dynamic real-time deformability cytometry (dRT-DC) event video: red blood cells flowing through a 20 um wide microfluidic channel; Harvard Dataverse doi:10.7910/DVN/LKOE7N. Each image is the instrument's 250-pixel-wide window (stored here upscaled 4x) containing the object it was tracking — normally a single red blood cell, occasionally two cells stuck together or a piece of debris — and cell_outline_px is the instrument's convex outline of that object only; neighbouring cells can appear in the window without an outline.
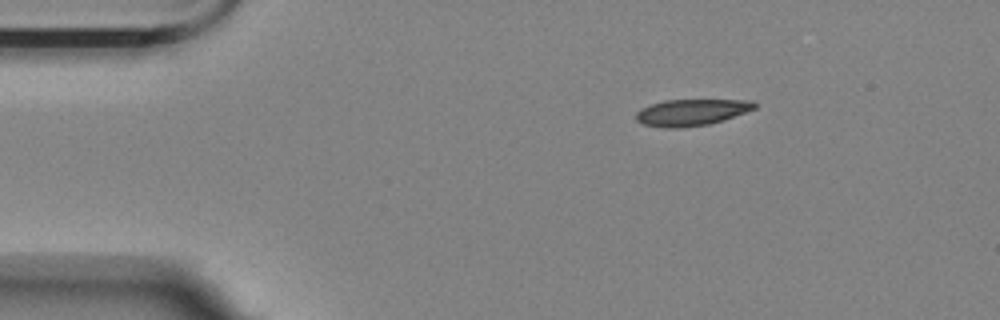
{"species": "Egyptian fruit bat (a non-hibernating species)", "species_latin": "Rousettus aegyptiacus", "temperature_condition": "room temperature", "stored_images_in_passage": 49, "camera_frame_rate_fps": 3000, "um_per_image_px": 0.085, "animal": {"sex": "female"}, "frame": {"image": 1, "passage_image": 1, "time_ms": 0.0, "image_size_px": [1000, 320], "cell_outline_px": [[756, 108], [724, 120], [708, 124], [680, 128], [664, 128], [644, 124], [636, 120], [636, 112], [640, 108], [664, 100], [752, 100], [756, 104]], "centroid_in_image_um": [58.76, 9.55], "position_along_channel_um": 26.2, "area_um2": 18.26}}
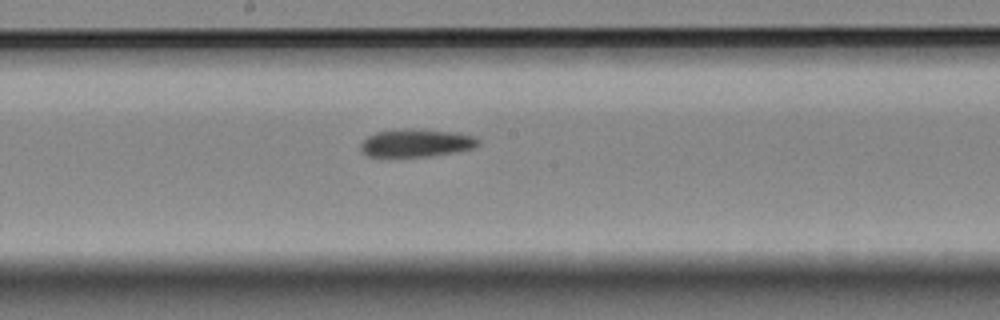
{"frame": {"image": 2, "passage_image": 22, "time_ms": 7.0, "image_size_px": [1000, 320], "cell_outline_px": [[480, 144], [472, 148], [432, 156], [364, 156], [360, 152], [360, 144], [368, 136], [376, 132], [404, 128], [408, 128], [456, 132], [476, 136], [480, 140]], "centroid_in_image_um": [35.37, 12.14], "position_along_channel_um": 212.8, "area_um2": 19.19}}
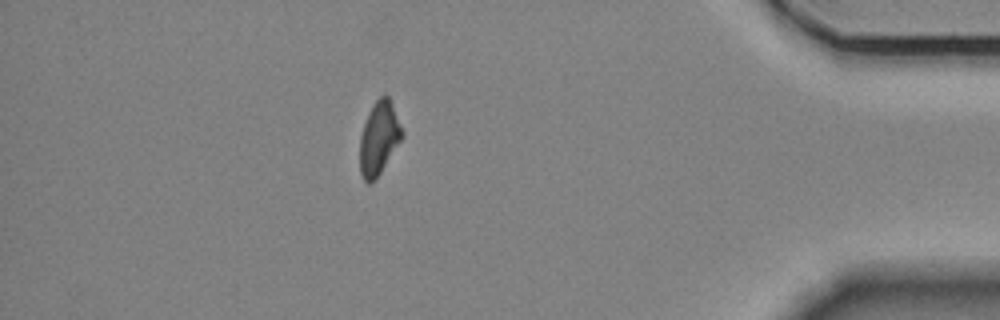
{"frame": {"image": 3, "passage_image": 42, "time_ms": 13.667, "image_size_px": [1000, 320], "cell_outline_px": [[404, 136], [376, 180], [372, 184], [368, 184], [360, 176], [360, 136], [368, 112], [376, 100], [384, 92], [388, 96], [404, 132]], "centroid_in_image_um": [32.21, 11.78], "position_along_channel_um": 403.0, "area_um2": 18.21}}